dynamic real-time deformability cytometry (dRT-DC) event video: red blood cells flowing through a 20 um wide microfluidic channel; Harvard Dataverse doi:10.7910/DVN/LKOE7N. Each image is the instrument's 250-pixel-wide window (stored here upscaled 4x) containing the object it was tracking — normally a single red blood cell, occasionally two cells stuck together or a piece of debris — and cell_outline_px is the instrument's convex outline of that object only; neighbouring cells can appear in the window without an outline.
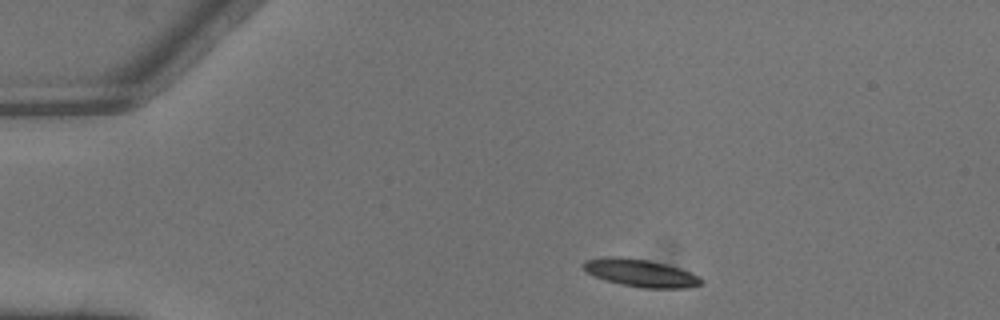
{"species": "common noctule bat (a hibernating species)", "species_latin": "Nyctalus noctula", "temperature_condition": "warm", "stored_images_in_passage": 3, "camera_frame_rate_fps": 3000, "um_per_image_px": 0.085, "animal": {"sex": "male", "body_mass_g": 13.3}, "frame": {"image": 1, "passage_image": 1, "time_ms": 0.0, "image_size_px": [1000, 320], "cell_outline_px": [[704, 284], [688, 288], [640, 288], [620, 284], [604, 280], [584, 272], [580, 264], [584, 260], [612, 256], [620, 256], [648, 260], [668, 264], [680, 268], [700, 276], [704, 280]], "centroid_in_image_um": [54.44, 23.2], "position_along_channel_um": 30.6, "area_um2": 19.48}}
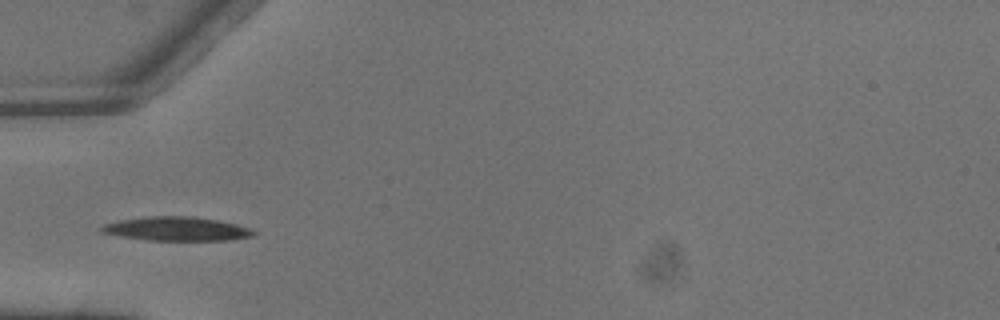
{"frame": {"image": 2, "passage_image": 3, "time_ms": 0.667, "image_size_px": [1000, 320], "cell_outline_px": [[256, 236], [228, 240], [148, 240], [120, 236], [100, 232], [100, 228], [104, 224], [120, 220], [148, 216], [192, 216], [216, 220], [236, 224], [252, 228], [256, 232]], "centroid_in_image_um": [15.05, 19.45], "position_along_channel_um": 70.0, "area_um2": 21.21}}